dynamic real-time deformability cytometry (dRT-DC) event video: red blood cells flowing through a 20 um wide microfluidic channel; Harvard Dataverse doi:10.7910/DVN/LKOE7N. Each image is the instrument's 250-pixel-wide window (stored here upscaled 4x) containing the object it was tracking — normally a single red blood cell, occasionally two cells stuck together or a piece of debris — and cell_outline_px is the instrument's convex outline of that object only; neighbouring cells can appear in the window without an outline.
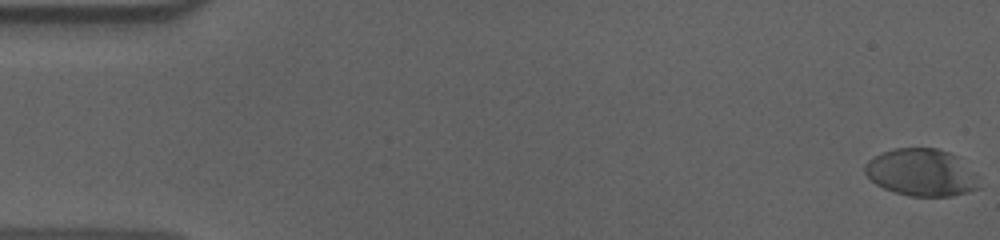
{"species": "human", "species_latin": "Homo sapiens", "temperature_condition": "cold", "stored_images_in_passage": 58, "segment_of_instrument_passage": [1, 2], "camera_frame_rate_fps": 3000, "um_per_image_px": 0.085, "donor": {"sex": "male"}, "frame": {"image": 1, "passage_image": 1, "time_ms": 0.0, "image_size_px": [1000, 240], "cell_outline_px": [[980, 188], [968, 192], [952, 196], [908, 196], [884, 188], [876, 184], [864, 172], [864, 168], [868, 160], [892, 148], [936, 148], [960, 156], [976, 172]], "centroid_in_image_um": [78.38, 14.66], "position_along_channel_um": 6.6, "area_um2": 31.67}}
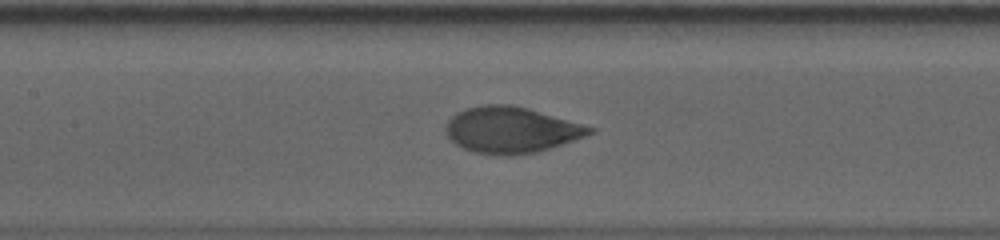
{"frame": {"image": 2, "passage_image": 27, "time_ms": 8.667, "image_size_px": [1000, 240], "cell_outline_px": [[596, 132], [536, 152], [516, 156], [500, 156], [476, 152], [464, 148], [456, 144], [444, 132], [444, 128], [448, 120], [456, 112], [464, 108], [484, 104], [512, 104], [528, 108], [596, 128]], "centroid_in_image_um": [43.41, 11.03], "position_along_channel_um": 164.0, "area_um2": 38.73}}
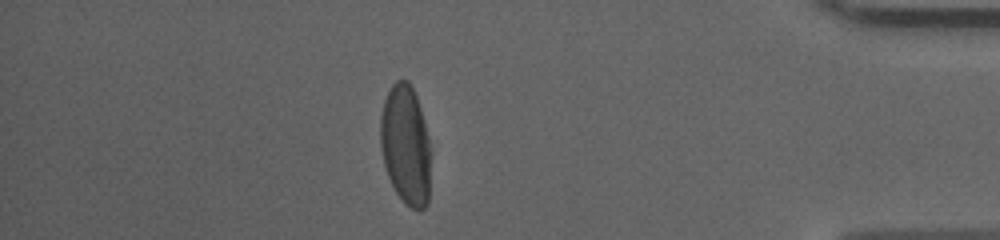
{"frame": {"image": 3, "passage_image": 50, "time_ms": 16.333, "image_size_px": [1000, 240], "cell_outline_px": [[432, 152], [428, 204], [424, 208], [412, 208], [396, 192], [388, 176], [384, 164], [380, 144], [380, 116], [384, 100], [392, 84], [396, 80], [408, 80], [416, 96], [420, 108]], "centroid_in_image_um": [34.49, 12.31], "position_along_channel_um": 400.7, "area_um2": 35.2}}